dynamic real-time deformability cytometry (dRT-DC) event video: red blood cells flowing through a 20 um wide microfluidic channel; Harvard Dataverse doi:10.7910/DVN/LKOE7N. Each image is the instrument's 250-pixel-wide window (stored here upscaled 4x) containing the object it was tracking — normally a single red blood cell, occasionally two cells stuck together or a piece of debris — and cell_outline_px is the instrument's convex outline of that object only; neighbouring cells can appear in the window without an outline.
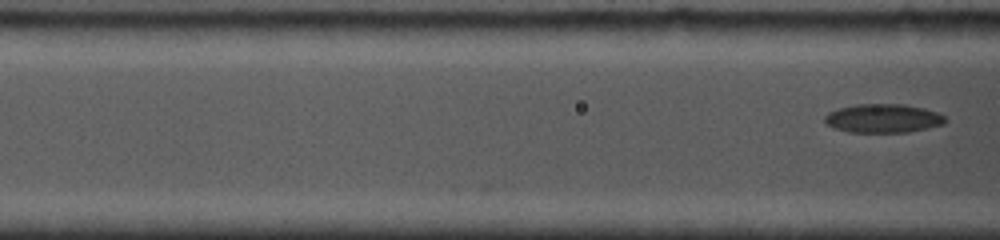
{"species": "common noctule bat (a hibernating species)", "species_latin": "Nyctalus noctula", "temperature_condition": "cold", "stored_images_in_passage": 4, "camera_frame_rate_fps": 5000, "um_per_image_px": 0.085, "animal": {"sex": "female", "body_mass_g": 19.0, "forearm_length_mm": 53.3}, "frame": {"image": 1, "passage_image": 4, "time_ms": 0.6, "image_size_px": [1000, 240], "cell_outline_px": [[948, 120], [944, 124], [908, 132], [848, 132], [836, 128], [828, 124], [824, 120], [824, 116], [828, 112], [840, 108], [856, 104], [904, 104], [924, 108], [936, 112], [944, 116]], "centroid_in_image_um": [75.08, 10.05], "position_along_channel_um": 91.5, "area_um2": 20.11}}